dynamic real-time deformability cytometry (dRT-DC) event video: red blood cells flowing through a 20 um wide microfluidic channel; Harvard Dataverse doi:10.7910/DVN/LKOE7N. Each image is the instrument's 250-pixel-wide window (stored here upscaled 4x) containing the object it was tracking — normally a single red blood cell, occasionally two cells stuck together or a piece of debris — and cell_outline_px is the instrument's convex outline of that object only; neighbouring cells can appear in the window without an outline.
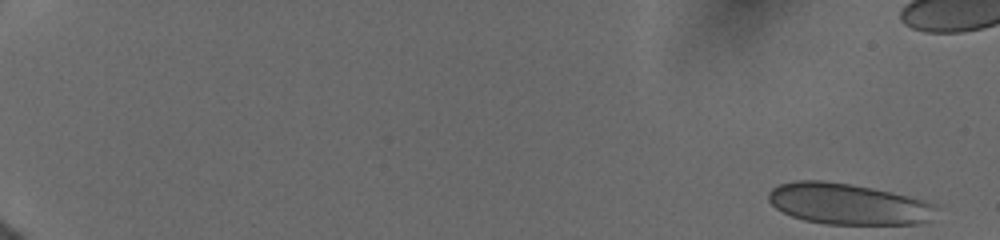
{"species": "human", "species_latin": "Homo sapiens", "temperature_condition": "cold", "stored_images_in_passage": 24, "camera_frame_rate_fps": 3000, "um_per_image_px": 0.085, "donor": {"sex": "female"}, "frame": {"image": 1, "passage_image": 1, "time_ms": 0.0, "image_size_px": [1000, 240], "cell_outline_px": [[936, 208], [928, 220], [916, 224], [828, 224], [804, 220], [792, 216], [776, 208], [768, 200], [768, 192], [772, 188], [780, 184], [796, 180], [824, 180], [852, 184], [892, 192], [908, 196], [936, 204]], "centroid_in_image_um": [72.04, 17.32], "position_along_channel_um": 13.0, "area_um2": 40.0}}
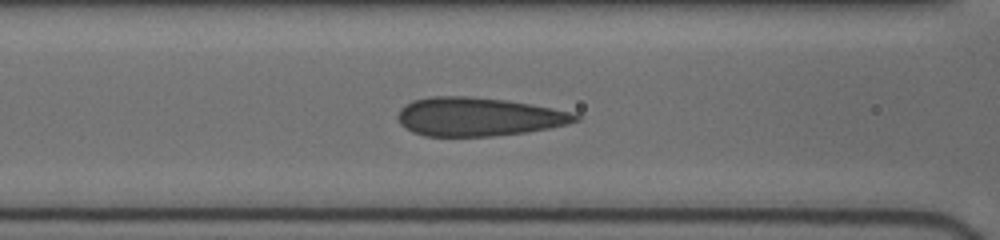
{"frame": {"image": 2, "passage_image": 18, "time_ms": 8.0, "image_size_px": [1000, 240], "cell_outline_px": [[580, 120], [568, 124], [528, 132], [492, 136], [424, 136], [412, 132], [400, 124], [396, 116], [400, 108], [412, 100], [432, 96], [468, 96], [508, 100], [576, 112], [580, 116]], "centroid_in_image_um": [40.67, 9.92], "position_along_channel_um": 125.9, "area_um2": 40.34}}
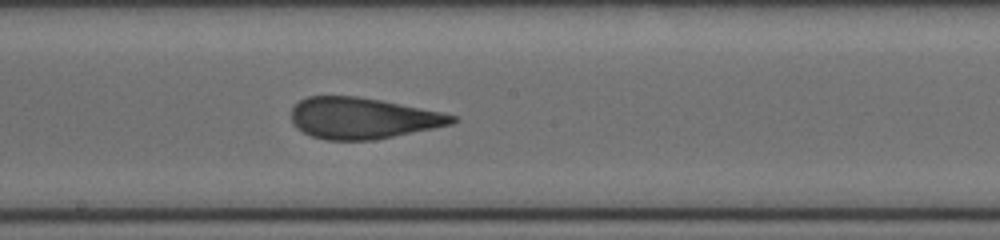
{"frame": {"image": 3, "passage_image": 24, "time_ms": 10.333, "image_size_px": [1000, 240], "cell_outline_px": [[460, 120], [452, 124], [372, 140], [324, 140], [312, 136], [296, 128], [292, 124], [292, 108], [300, 100], [308, 96], [356, 96], [380, 100], [440, 112], [456, 116]], "centroid_in_image_um": [30.79, 10.04], "position_along_channel_um": 217.4, "area_um2": 38.26}}